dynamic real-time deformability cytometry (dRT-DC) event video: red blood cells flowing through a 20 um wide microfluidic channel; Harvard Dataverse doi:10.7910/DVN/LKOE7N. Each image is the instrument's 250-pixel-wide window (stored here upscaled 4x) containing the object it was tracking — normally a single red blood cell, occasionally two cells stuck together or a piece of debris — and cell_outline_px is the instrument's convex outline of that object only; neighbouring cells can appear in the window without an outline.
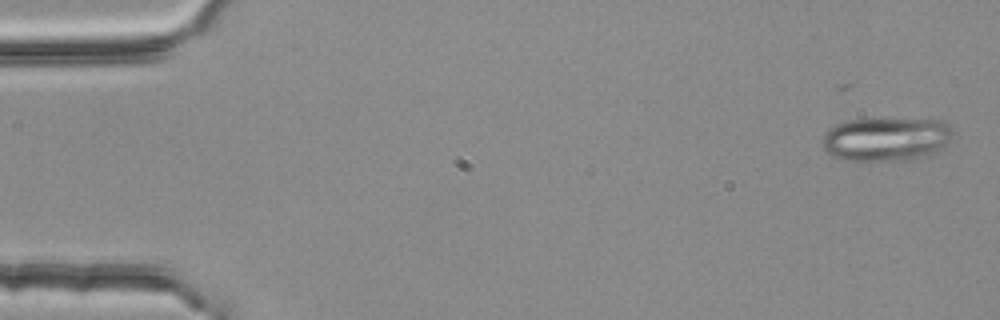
{"species": "common noctule bat (a hibernating species)", "species_latin": "Nyctalus noctula", "temperature_condition": "room temperature", "stored_images_in_passage": 5, "segment_of_instrument_passage": [1, 2], "camera_frame_rate_fps": 3000, "um_per_image_px": 0.085, "animal": {"sex": "female", "body_mass_g": 25.1}, "frame": {"image": 1, "passage_image": 1, "time_ms": 0.0, "image_size_px": [1000, 320], "cell_outline_px": [[952, 136], [936, 152], [928, 156], [908, 160], [840, 160], [832, 156], [824, 148], [820, 140], [824, 132], [828, 128], [836, 124], [848, 120], [944, 120], [952, 128]], "centroid_in_image_um": [75.27, 11.84], "position_along_channel_um": 9.7, "area_um2": 33.12}}